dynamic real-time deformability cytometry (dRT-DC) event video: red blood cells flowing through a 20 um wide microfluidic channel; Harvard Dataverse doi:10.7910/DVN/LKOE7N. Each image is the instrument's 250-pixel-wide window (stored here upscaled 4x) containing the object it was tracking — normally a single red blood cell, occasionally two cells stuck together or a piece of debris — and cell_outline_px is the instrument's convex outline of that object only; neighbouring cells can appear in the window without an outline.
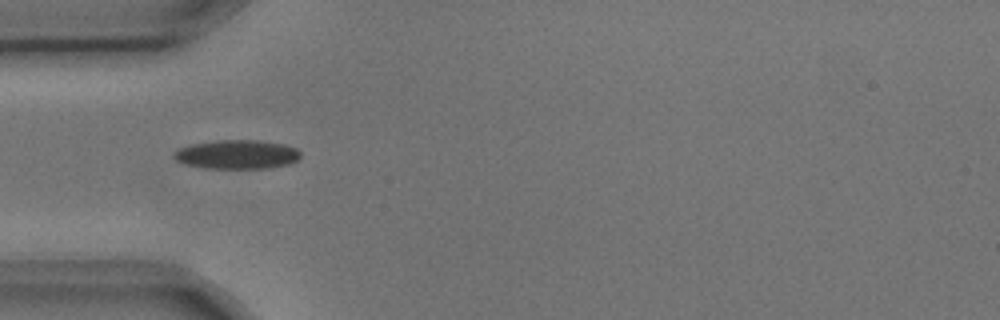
{"species": "common noctule bat (a hibernating species)", "species_latin": "Nyctalus noctula", "temperature_condition": "cold", "stored_images_in_passage": 9, "camera_frame_rate_fps": 3000, "um_per_image_px": 0.085, "animal": {"sex": "male", "body_mass_g": 17.9, "forearm_length_mm": 54.2}, "frame": {"image": 1, "passage_image": 1, "time_ms": 0.0, "image_size_px": [1000, 320], "cell_outline_px": [[300, 156], [296, 160], [288, 164], [272, 168], [204, 168], [184, 164], [176, 160], [172, 156], [180, 148], [192, 144], [220, 140], [260, 140], [284, 144], [296, 148], [300, 152]], "centroid_in_image_um": [20.16, 13.13], "position_along_channel_um": 64.8, "area_um2": 21.33}}
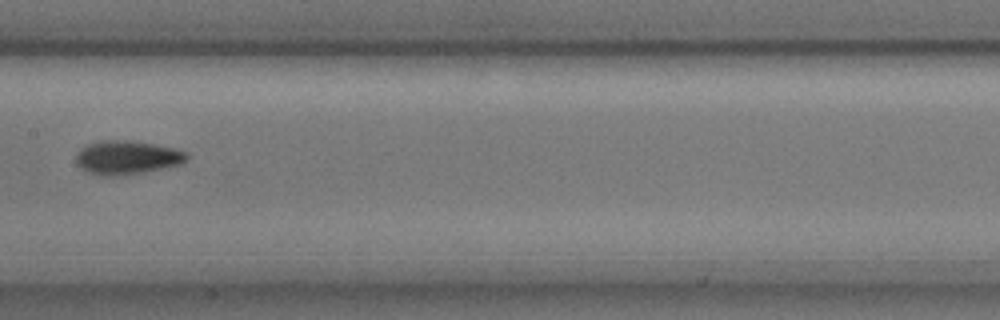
{"frame": {"image": 2, "passage_image": 4, "time_ms": 1.0, "image_size_px": [1000, 320], "cell_outline_px": [[188, 156], [180, 164], [144, 172], [112, 176], [100, 176], [88, 172], [80, 168], [76, 164], [76, 152], [80, 148], [88, 144], [100, 140], [124, 140], [152, 144], [172, 148], [184, 152]], "centroid_in_image_um": [10.7, 13.39], "position_along_channel_um": 196.7, "area_um2": 21.5}}
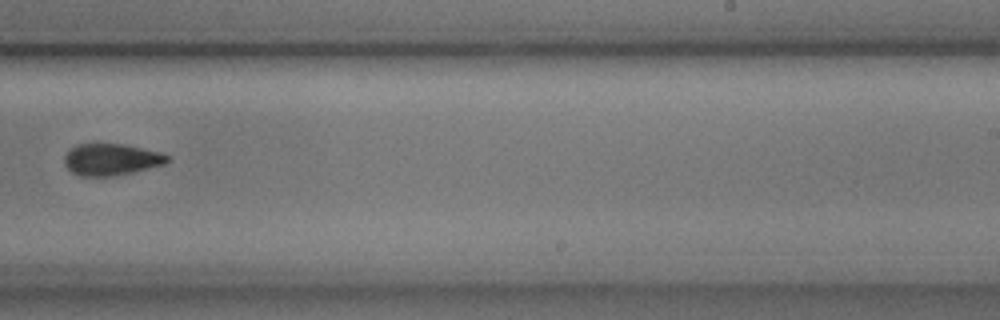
{"frame": {"image": 3, "passage_image": 6, "time_ms": 1.667, "image_size_px": [1000, 320], "cell_outline_px": [[168, 160], [164, 164], [132, 172], [112, 176], [80, 176], [72, 172], [64, 164], [64, 156], [76, 144], [96, 140], [124, 144], [160, 152], [168, 156]], "centroid_in_image_um": [9.39, 13.5], "position_along_channel_um": 279.6, "area_um2": 19.48}}